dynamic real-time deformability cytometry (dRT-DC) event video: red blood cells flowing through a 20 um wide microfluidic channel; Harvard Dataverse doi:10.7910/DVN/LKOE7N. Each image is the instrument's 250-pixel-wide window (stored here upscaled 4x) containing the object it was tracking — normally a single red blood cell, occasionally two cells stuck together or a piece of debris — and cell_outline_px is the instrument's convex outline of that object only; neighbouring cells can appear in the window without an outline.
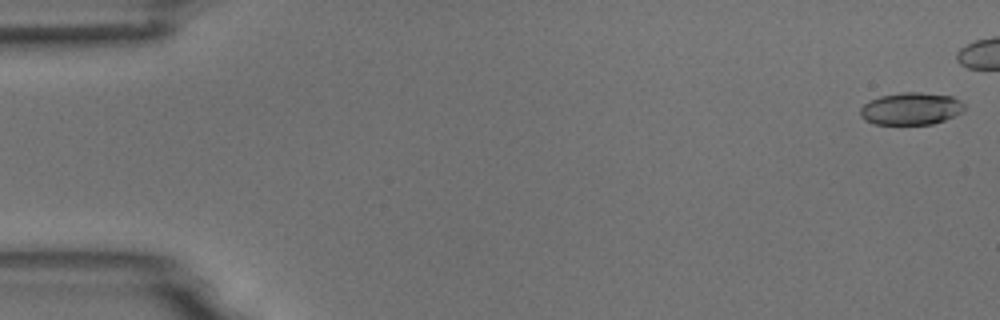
{"species": "common noctule bat (a hibernating species)", "species_latin": "Nyctalus noctula", "temperature_condition": "room temperature", "stored_images_in_passage": 15, "camera_frame_rate_fps": 3000, "um_per_image_px": 0.085, "animal": {"sex": "male", "body_mass_g": 18.8}, "frame": {"image": 1, "passage_image": 1, "time_ms": 0.0, "image_size_px": [1000, 320], "cell_outline_px": [[964, 108], [960, 112], [944, 120], [932, 124], [876, 124], [864, 120], [860, 116], [860, 108], [864, 104], [880, 96], [900, 92], [920, 92], [952, 96], [960, 100], [964, 104]], "centroid_in_image_um": [77.41, 9.23], "position_along_channel_um": 7.6, "area_um2": 19.48}}